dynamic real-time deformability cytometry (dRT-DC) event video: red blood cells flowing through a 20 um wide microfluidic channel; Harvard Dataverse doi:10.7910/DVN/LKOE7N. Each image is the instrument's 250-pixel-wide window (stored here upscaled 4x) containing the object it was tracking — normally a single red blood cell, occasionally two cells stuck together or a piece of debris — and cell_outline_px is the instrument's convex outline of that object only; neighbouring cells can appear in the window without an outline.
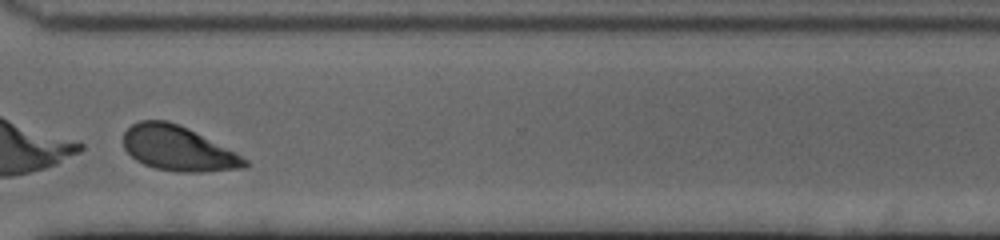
{"species": "human", "species_latin": "Homo sapiens", "temperature_condition": "cold", "stored_images_in_passage": 37, "segment_of_instrument_passage": [2, 2], "camera_frame_rate_fps": 3000, "um_per_image_px": 0.085, "donor": {"sex": "female"}, "frame": {"image": 1, "passage_image": 33, "time_ms": 10.667, "image_size_px": [1000, 240], "cell_outline_px": [[248, 164], [244, 168], [204, 172], [176, 172], [156, 168], [144, 164], [136, 160], [124, 148], [124, 132], [132, 124], [140, 120], [168, 120], [188, 128], [236, 152], [248, 160]], "centroid_in_image_um": [15.14, 12.62], "position_along_channel_um": 355.5, "area_um2": 31.67}}